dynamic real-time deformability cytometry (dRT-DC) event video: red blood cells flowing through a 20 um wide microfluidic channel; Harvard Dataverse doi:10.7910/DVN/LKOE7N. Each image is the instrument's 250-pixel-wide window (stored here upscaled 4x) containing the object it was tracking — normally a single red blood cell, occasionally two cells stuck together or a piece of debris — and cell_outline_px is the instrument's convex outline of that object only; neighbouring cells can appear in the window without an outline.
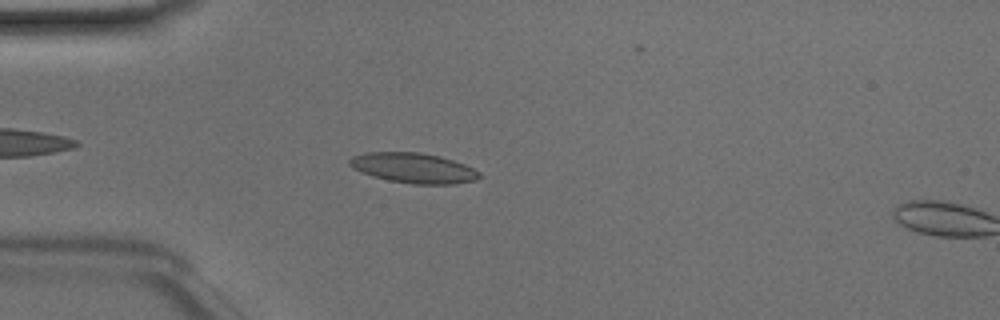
{"species": "Egyptian fruit bat (a non-hibernating species)", "species_latin": "Rousettus aegyptiacus", "temperature_condition": "room temperature", "stored_images_in_passage": 10, "camera_frame_rate_fps": 3000, "um_per_image_px": 0.085, "animal": {"sex": "male"}, "frame": {"image": 1, "passage_image": 9, "time_ms": 2.667, "image_size_px": [1000, 320], "cell_outline_px": [[480, 176], [476, 180], [452, 184], [412, 184], [388, 180], [372, 176], [360, 172], [352, 168], [348, 164], [348, 160], [352, 156], [368, 152], [420, 152], [440, 156], [464, 164], [480, 172]], "centroid_in_image_um": [35.11, 14.28], "position_along_channel_um": 49.9, "area_um2": 22.83}}